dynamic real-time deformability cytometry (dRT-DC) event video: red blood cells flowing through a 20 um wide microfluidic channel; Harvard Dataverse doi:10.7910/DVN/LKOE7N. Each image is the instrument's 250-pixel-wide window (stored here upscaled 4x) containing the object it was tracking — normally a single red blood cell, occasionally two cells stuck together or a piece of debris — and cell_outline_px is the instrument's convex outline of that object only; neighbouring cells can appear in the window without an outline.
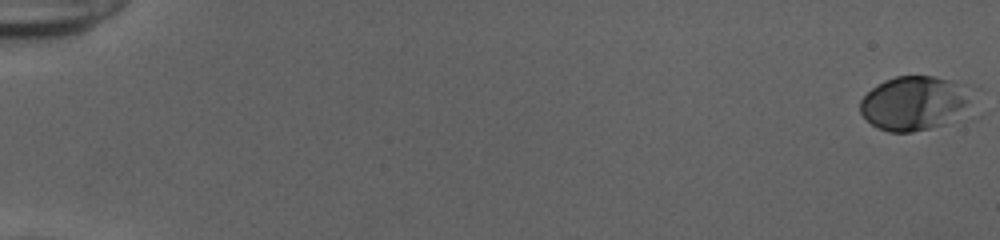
{"species": "human", "species_latin": "Homo sapiens", "temperature_condition": "cold", "stored_images_in_passage": 55, "camera_frame_rate_fps": 3000, "um_per_image_px": 0.085, "donor": {"sex": "female"}, "frame": {"image": 1, "passage_image": 1, "time_ms": 0.0, "image_size_px": [1000, 240], "cell_outline_px": [[972, 92], [968, 100], [944, 124], [912, 132], [888, 132], [872, 124], [860, 112], [860, 100], [876, 84], [884, 80], [896, 76], [932, 76], [964, 84], [972, 88]], "centroid_in_image_um": [77.62, 8.73], "position_along_channel_um": 7.4, "area_um2": 34.33}}
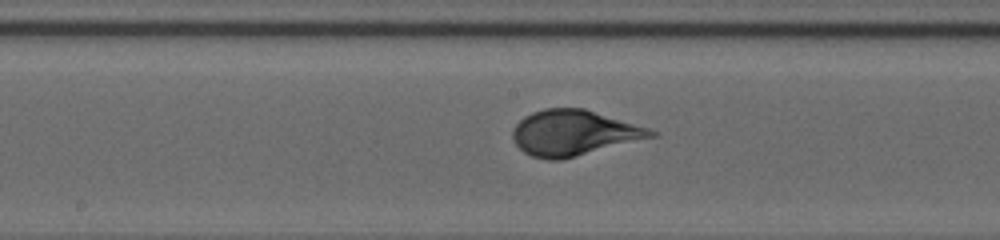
{"frame": {"image": 2, "passage_image": 31, "time_ms": 10.0, "image_size_px": [1000, 240], "cell_outline_px": [[660, 136], [560, 160], [548, 160], [532, 156], [524, 152], [512, 140], [512, 128], [524, 116], [532, 112], [544, 108], [584, 108], [648, 128], [660, 132]], "centroid_in_image_um": [48.79, 11.3], "position_along_channel_um": 199.4, "area_um2": 36.88}}
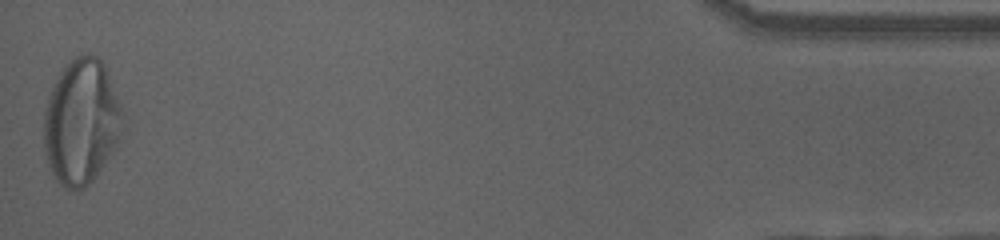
{"frame": {"image": 3, "passage_image": 55, "time_ms": 18.0, "image_size_px": [1000, 240], "cell_outline_px": [[120, 116], [116, 144], [104, 164], [92, 180], [80, 192], [68, 192], [56, 180], [52, 172], [44, 148], [44, 112], [48, 96], [64, 64], [76, 56], [84, 52], [88, 52], [96, 56], [104, 64], [120, 104]], "centroid_in_image_um": [6.85, 10.36], "position_along_channel_um": 428.3, "area_um2": 56.88}, "authors_computed_cell_mechanics": {"area_um2": 35.6626, "velocity_mm_per_s": 3.8419, "shape_relaxation_time_tau1_ms": 3.4103, "shape_relaxation_time_tau2_ms": null, "deformation_change_tau1": 0.1876, "deformation_change_tau2": null}}